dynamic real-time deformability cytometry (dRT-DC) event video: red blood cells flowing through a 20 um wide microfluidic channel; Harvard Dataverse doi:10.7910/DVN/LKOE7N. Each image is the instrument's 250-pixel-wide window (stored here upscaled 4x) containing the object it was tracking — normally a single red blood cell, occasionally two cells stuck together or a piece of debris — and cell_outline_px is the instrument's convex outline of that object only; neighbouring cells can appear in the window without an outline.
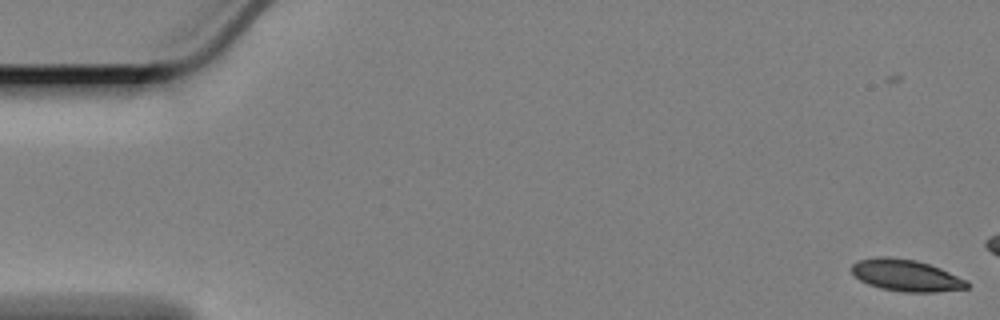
{"species": "Egyptian fruit bat (a non-hibernating species)", "species_latin": "Rousettus aegyptiacus", "temperature_condition": "cold", "stored_images_in_passage": 15, "camera_frame_rate_fps": 3000, "um_per_image_px": 0.085, "animal": {"sex": "female"}, "frame": {"image": 1, "passage_image": 1, "time_ms": 0.0, "image_size_px": [1000, 320], "cell_outline_px": [[972, 284], [968, 288], [936, 292], [904, 292], [880, 288], [868, 284], [860, 280], [852, 272], [852, 264], [856, 260], [876, 256], [888, 256], [916, 260], [940, 268], [968, 280]], "centroid_in_image_um": [77.03, 23.4], "position_along_channel_um": 8.0, "area_um2": 21.56}}